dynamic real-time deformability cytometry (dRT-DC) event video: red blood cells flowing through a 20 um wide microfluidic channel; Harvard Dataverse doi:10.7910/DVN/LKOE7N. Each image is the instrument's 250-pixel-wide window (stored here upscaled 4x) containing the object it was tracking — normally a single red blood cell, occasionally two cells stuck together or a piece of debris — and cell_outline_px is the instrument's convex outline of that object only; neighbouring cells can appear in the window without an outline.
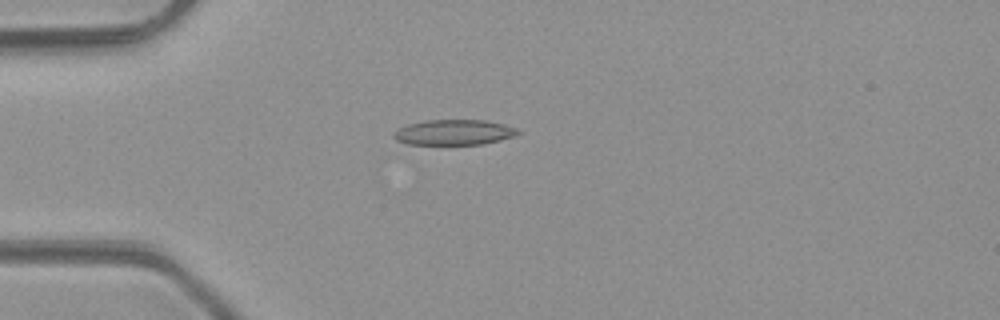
{"species": "common noctule bat (a hibernating species)", "species_latin": "Nyctalus noctula", "temperature_condition": "room temperature", "stored_images_in_passage": 6, "camera_frame_rate_fps": 3000, "um_per_image_px": 0.085, "animal": {"sex": "male", "body_mass_g": 23.1, "forearm_length_mm": 52.7}, "frame": {"image": 1, "passage_image": 4, "time_ms": 3.667, "image_size_px": [1000, 320], "cell_outline_px": [[520, 132], [512, 136], [500, 140], [484, 144], [408, 144], [396, 140], [392, 136], [392, 132], [396, 128], [408, 124], [424, 120], [484, 120], [504, 124], [516, 128]], "centroid_in_image_um": [38.52, 11.24], "position_along_channel_um": 46.5, "area_um2": 18.38}}
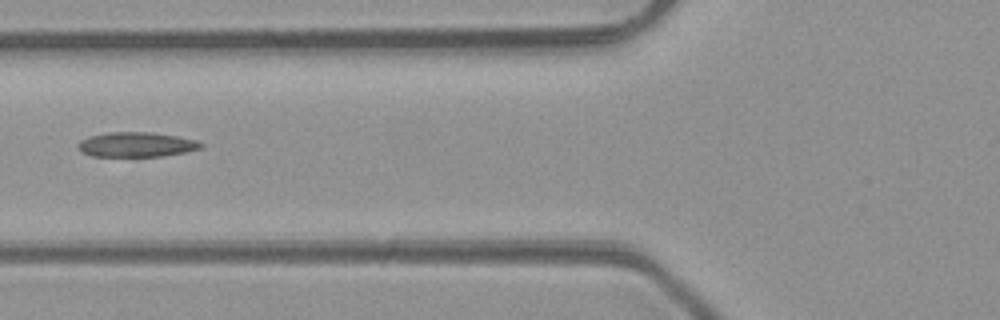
{"frame": {"image": 2, "passage_image": 6, "time_ms": 5.667, "image_size_px": [1000, 320], "cell_outline_px": [[204, 144], [200, 148], [184, 152], [160, 156], [92, 156], [80, 152], [76, 148], [76, 144], [80, 140], [88, 136], [108, 132], [152, 132], [176, 136], [196, 140]], "centroid_in_image_um": [11.51, 12.28], "position_along_channel_um": 114.3, "area_um2": 17.8}}